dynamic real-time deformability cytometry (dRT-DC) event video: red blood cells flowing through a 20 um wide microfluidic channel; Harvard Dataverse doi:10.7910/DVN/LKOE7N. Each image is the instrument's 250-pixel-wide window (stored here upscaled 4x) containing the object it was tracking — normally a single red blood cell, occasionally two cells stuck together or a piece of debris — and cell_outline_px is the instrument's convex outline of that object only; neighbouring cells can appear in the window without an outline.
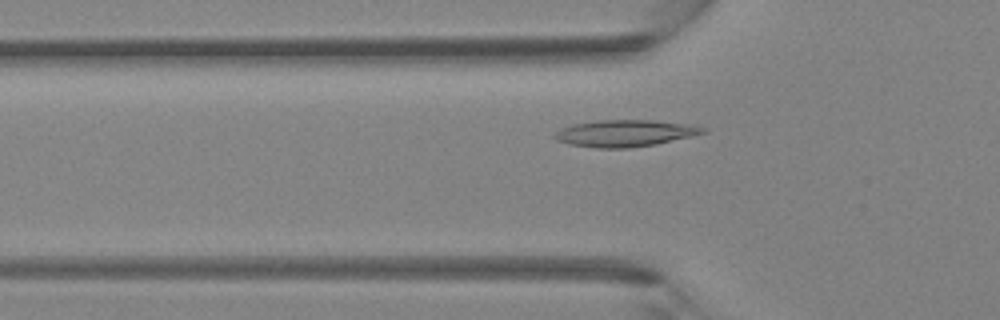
{"species": "Egyptian fruit bat (a non-hibernating species)", "species_latin": "Rousettus aegyptiacus", "temperature_condition": "room temperature", "stored_images_in_passage": 35, "camera_frame_rate_fps": 3000, "um_per_image_px": 0.085, "animal": {"sex": "female"}, "frame": {"image": 1, "passage_image": 5, "time_ms": 1.333, "image_size_px": [1000, 320], "cell_outline_px": [[708, 132], [692, 136], [656, 144], [628, 148], [596, 148], [568, 144], [556, 140], [552, 136], [560, 128], [572, 124], [596, 120], [652, 120], [692, 124], [708, 128]], "centroid_in_image_um": [53.14, 11.32], "position_along_channel_um": 72.7, "area_um2": 23.41}}
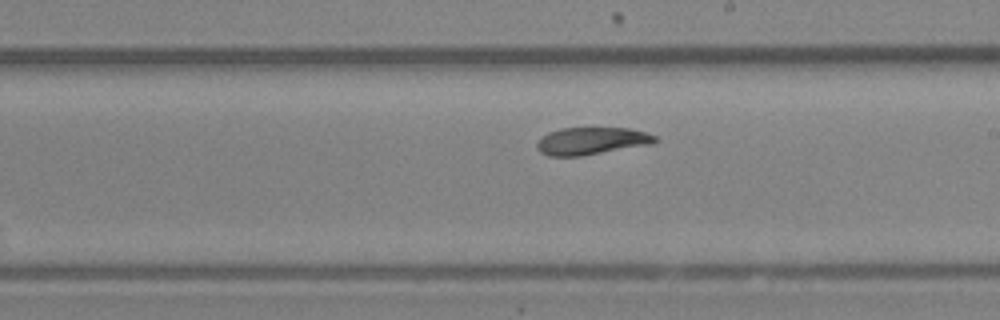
{"frame": {"image": 2, "passage_image": 16, "time_ms": 5.0, "image_size_px": [1000, 320], "cell_outline_px": [[660, 140], [652, 144], [580, 156], [548, 156], [540, 152], [536, 148], [536, 144], [548, 132], [560, 128], [628, 128], [644, 132], [656, 136]], "centroid_in_image_um": [50.28, 11.98], "position_along_channel_um": 238.7, "area_um2": 18.79}}
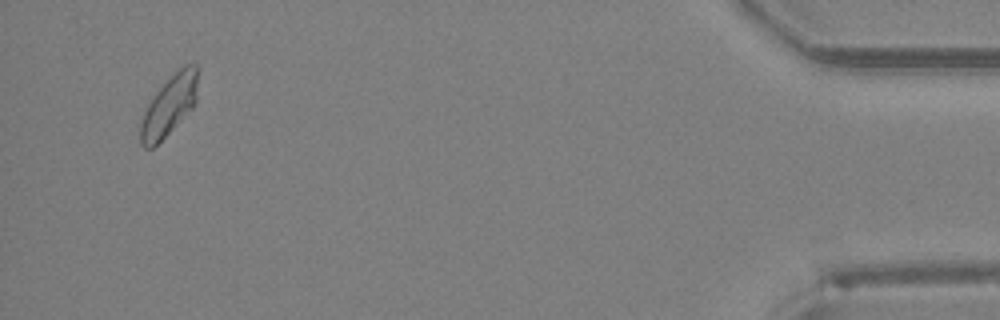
{"frame": {"image": 3, "passage_image": 33, "time_ms": 10.667, "image_size_px": [1000, 320], "cell_outline_px": [[200, 68], [196, 100], [192, 108], [152, 148], [144, 148], [140, 144], [140, 120], [152, 96], [184, 64], [196, 64]], "centroid_in_image_um": [14.4, 8.93], "position_along_channel_um": 420.8, "area_um2": 19.88}}